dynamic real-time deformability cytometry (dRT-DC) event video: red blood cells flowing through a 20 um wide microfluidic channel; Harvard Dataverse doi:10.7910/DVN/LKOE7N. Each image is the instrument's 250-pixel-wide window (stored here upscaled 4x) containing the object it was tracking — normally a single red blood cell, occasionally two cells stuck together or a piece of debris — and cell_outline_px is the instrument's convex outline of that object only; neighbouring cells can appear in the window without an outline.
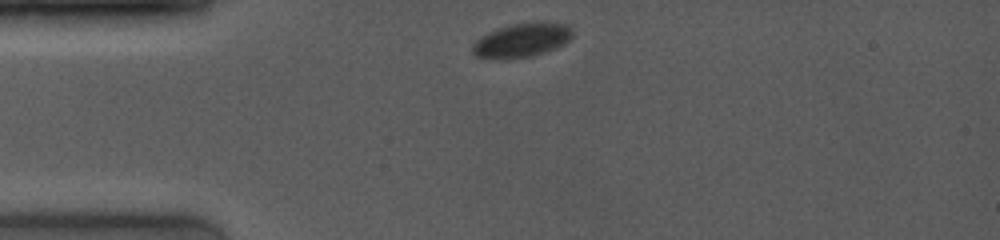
{"species": "common noctule bat (a hibernating species)", "species_latin": "Nyctalus noctula", "temperature_condition": "room temperature", "stored_images_in_passage": 46, "camera_frame_rate_fps": 4000, "um_per_image_px": 0.085, "animal": {"sex": "female", "body_mass_g": 19.0, "forearm_length_mm": 53.3}, "frame": {"image": 1, "passage_image": 1, "time_ms": 0.0, "image_size_px": [1000, 240], "cell_outline_px": [[572, 36], [564, 44], [556, 48], [544, 52], [528, 56], [508, 60], [496, 60], [476, 56], [472, 52], [472, 44], [480, 36], [488, 32], [512, 24], [532, 20], [536, 20], [564, 24], [572, 28]], "centroid_in_image_um": [44.33, 3.41], "position_along_channel_um": 40.7, "area_um2": 20.23}}
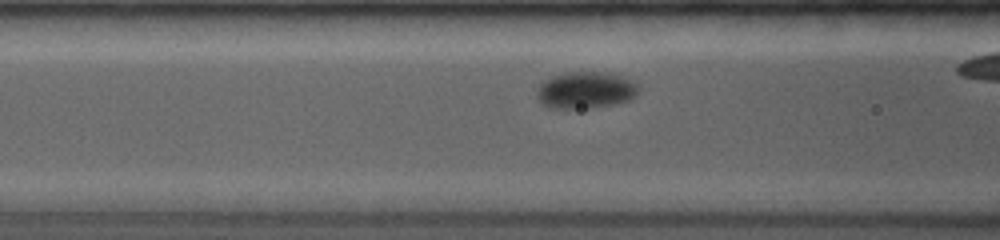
{"frame": {"image": 2, "passage_image": 12, "time_ms": 2.75, "image_size_px": [1000, 240], "cell_outline_px": [[640, 88], [636, 96], [628, 100], [616, 104], [588, 108], [548, 108], [540, 104], [536, 96], [536, 88], [544, 80], [560, 72], [608, 72], [632, 80]], "centroid_in_image_um": [49.73, 7.66], "position_along_channel_um": 116.9, "area_um2": 22.2}}
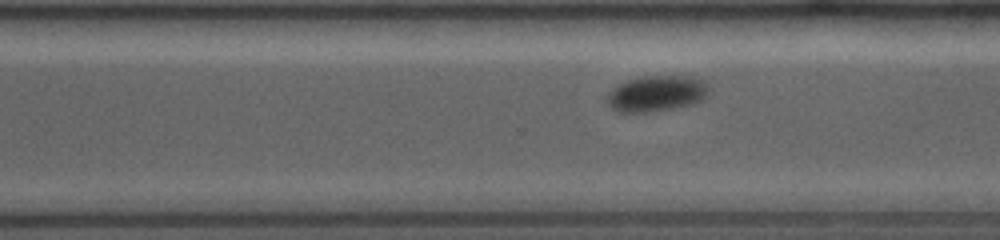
{"frame": {"image": 3, "passage_image": 39, "time_ms": 8.0, "image_size_px": [1000, 240], "cell_outline_px": [[708, 92], [700, 100], [692, 104], [672, 108], [648, 112], [616, 112], [604, 100], [608, 92], [612, 88], [628, 80], [640, 76], [688, 76], [704, 80], [708, 84]], "centroid_in_image_um": [55.75, 7.94], "position_along_channel_um": 314.8, "area_um2": 21.33}}